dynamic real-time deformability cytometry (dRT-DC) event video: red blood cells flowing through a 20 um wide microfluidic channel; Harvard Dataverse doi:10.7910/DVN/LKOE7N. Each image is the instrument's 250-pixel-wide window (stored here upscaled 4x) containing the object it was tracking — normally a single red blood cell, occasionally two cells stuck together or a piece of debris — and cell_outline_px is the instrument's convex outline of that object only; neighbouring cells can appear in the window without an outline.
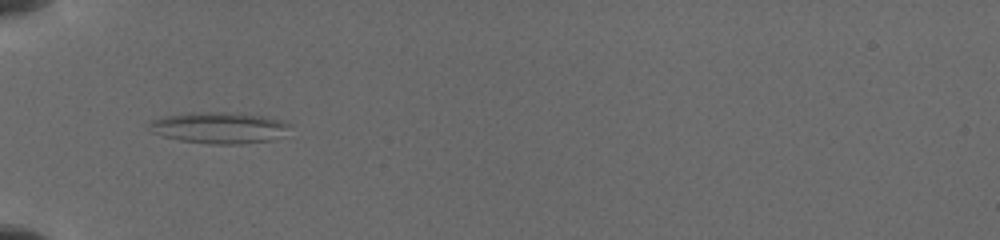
{"species": "common noctule bat (a hibernating species)", "species_latin": "Nyctalus noctula", "temperature_condition": "cold", "stored_images_in_passage": 60, "camera_frame_rate_fps": 3000, "um_per_image_px": 0.085, "animal": {"sex": "female", "body_mass_g": 19.5, "forearm_length_mm": 54.1}, "frame": {"image": 1, "passage_image": 1, "time_ms": 0.0, "image_size_px": [1000, 240], "cell_outline_px": [[292, 124], [268, 140], [240, 144], [216, 144], [180, 140], [164, 136], [152, 132], [148, 128], [148, 124], [152, 120], [164, 116], [188, 112], [224, 112], [264, 116], [284, 120]], "centroid_in_image_um": [18.53, 10.83], "position_along_channel_um": 66.5, "area_um2": 25.14}}
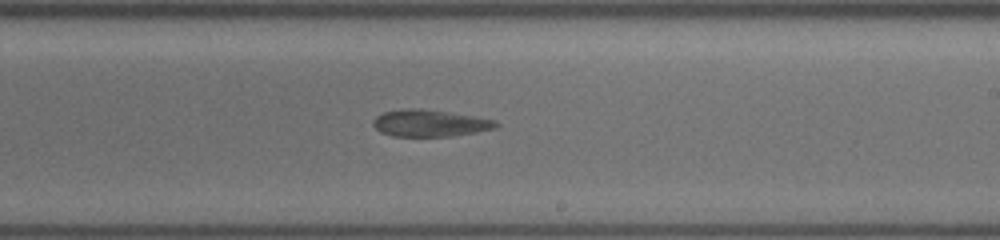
{"frame": {"image": 2, "passage_image": 25, "time_ms": 5.0, "image_size_px": [1000, 240], "cell_outline_px": [[500, 124], [496, 128], [476, 132], [452, 136], [392, 136], [380, 132], [372, 124], [372, 120], [376, 116], [384, 112], [404, 108], [420, 108], [448, 112], [496, 120]], "centroid_in_image_um": [36.52, 10.47], "position_along_channel_um": 252.5, "area_um2": 19.25}}
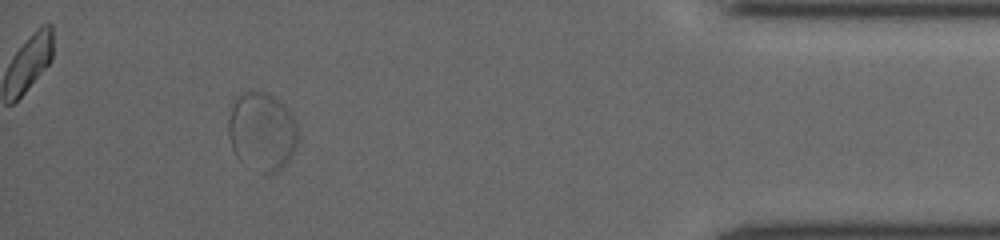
{"frame": {"image": 3, "passage_image": 52, "time_ms": 10.333, "image_size_px": [1000, 240], "cell_outline_px": [[296, 144], [292, 156], [280, 168], [268, 176], [264, 176], [240, 160], [236, 156], [232, 148], [228, 136], [228, 120], [232, 100], [236, 96], [248, 88], [252, 88], [264, 92], [272, 96], [284, 104], [288, 108], [296, 124]], "centroid_in_image_um": [22.22, 11.14], "position_along_channel_um": 413.0, "area_um2": 32.37}}